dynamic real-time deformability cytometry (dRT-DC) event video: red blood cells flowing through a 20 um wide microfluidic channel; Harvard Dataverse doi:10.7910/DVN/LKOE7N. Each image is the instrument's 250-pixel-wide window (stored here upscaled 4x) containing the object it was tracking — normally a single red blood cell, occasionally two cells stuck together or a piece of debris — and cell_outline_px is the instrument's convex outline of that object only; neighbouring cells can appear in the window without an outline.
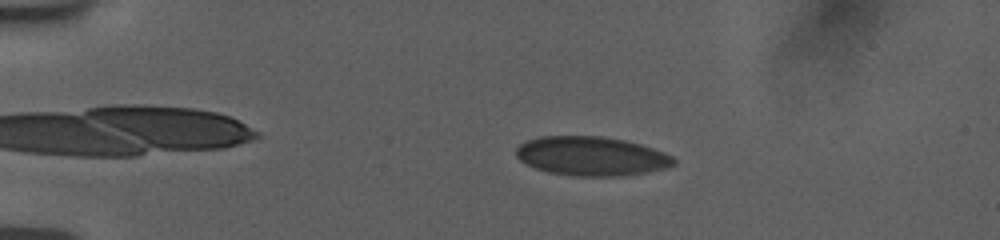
{"species": "human", "species_latin": "Homo sapiens", "temperature_condition": "room temperature", "stored_images_in_passage": 54, "camera_frame_rate_fps": 3000, "um_per_image_px": 0.085, "donor": {"sex": "female"}, "frame": {"image": 1, "passage_image": 10, "time_ms": 3.333, "image_size_px": [1000, 240], "cell_outline_px": [[676, 164], [668, 168], [620, 176], [572, 176], [548, 172], [536, 168], [520, 160], [516, 156], [516, 148], [520, 144], [528, 140], [540, 136], [604, 136], [624, 140], [640, 144], [664, 152], [672, 156], [676, 160]], "centroid_in_image_um": [50.28, 13.27], "position_along_channel_um": 34.7, "area_um2": 35.95}}
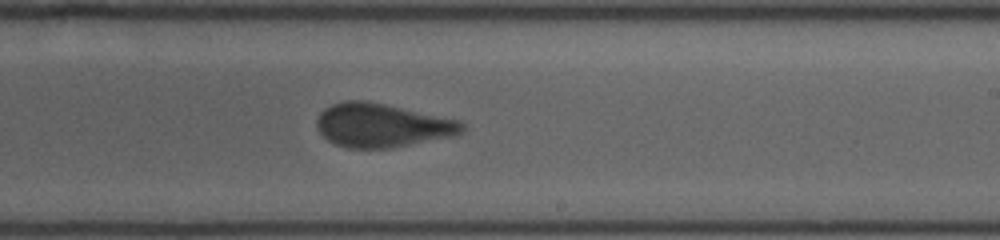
{"frame": {"image": 2, "passage_image": 31, "time_ms": 11.0, "image_size_px": [1000, 240], "cell_outline_px": [[464, 128], [456, 136], [392, 148], [348, 148], [336, 144], [328, 140], [316, 128], [316, 120], [320, 112], [324, 108], [332, 104], [344, 100], [368, 100], [460, 120], [464, 124]], "centroid_in_image_um": [32.47, 10.64], "position_along_channel_um": 256.5, "area_um2": 37.34}}
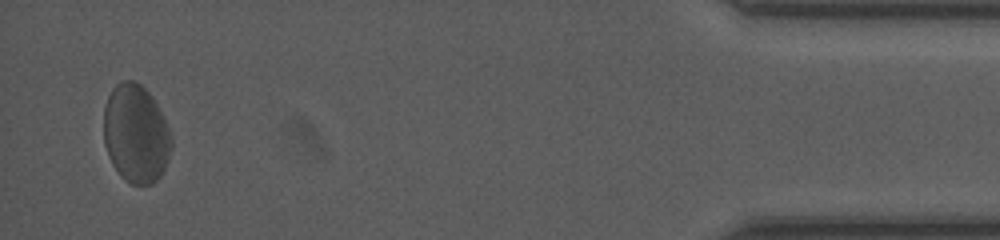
{"frame": {"image": 3, "passage_image": 54, "time_ms": 17.333, "image_size_px": [1000, 240], "cell_outline_px": [[172, 148], [164, 168], [160, 176], [152, 184], [132, 184], [124, 180], [120, 176], [112, 164], [108, 156], [104, 144], [104, 104], [112, 88], [120, 80], [136, 80], [152, 96], [164, 116], [172, 136]], "centroid_in_image_um": [11.54, 11.35], "position_along_channel_um": 423.7, "area_um2": 39.25}, "authors_computed_cell_mechanics": {"area_um2": 36.703, "velocity_mm_per_s": 3.7283, "shape_relaxation_time_tau1_ms": null, "shape_relaxation_time_tau2_ms": 0.934, "deformation_change_tau1": null, "deformation_change_tau2": 0.0803}}